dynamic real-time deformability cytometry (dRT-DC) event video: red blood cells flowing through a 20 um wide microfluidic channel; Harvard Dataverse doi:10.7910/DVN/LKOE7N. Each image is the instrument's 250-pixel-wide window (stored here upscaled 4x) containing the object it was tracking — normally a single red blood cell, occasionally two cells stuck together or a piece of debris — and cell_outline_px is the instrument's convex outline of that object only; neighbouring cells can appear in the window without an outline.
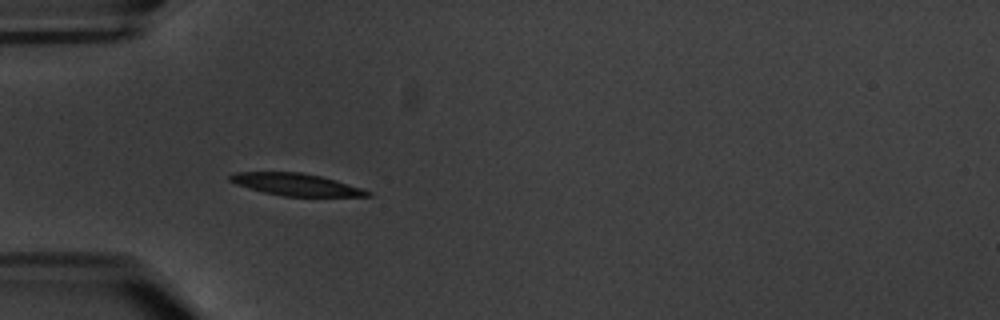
{"species": "common noctule bat (a hibernating species)", "species_latin": "Nyctalus noctula", "temperature_condition": "warm", "stored_images_in_passage": 6, "camera_frame_rate_fps": 3000, "um_per_image_px": 0.085, "animal": {"sex": "male", "body_mass_g": 20.1, "forearm_length_mm": 53.5}, "frame": {"image": 1, "passage_image": 5, "time_ms": 5.667, "image_size_px": [1000, 320], "cell_outline_px": [[372, 196], [284, 196], [264, 192], [236, 184], [228, 180], [228, 176], [236, 172], [300, 172], [320, 176], [336, 180], [372, 192]], "centroid_in_image_um": [25.14, 15.68], "position_along_channel_um": 59.9, "area_um2": 17.51}}